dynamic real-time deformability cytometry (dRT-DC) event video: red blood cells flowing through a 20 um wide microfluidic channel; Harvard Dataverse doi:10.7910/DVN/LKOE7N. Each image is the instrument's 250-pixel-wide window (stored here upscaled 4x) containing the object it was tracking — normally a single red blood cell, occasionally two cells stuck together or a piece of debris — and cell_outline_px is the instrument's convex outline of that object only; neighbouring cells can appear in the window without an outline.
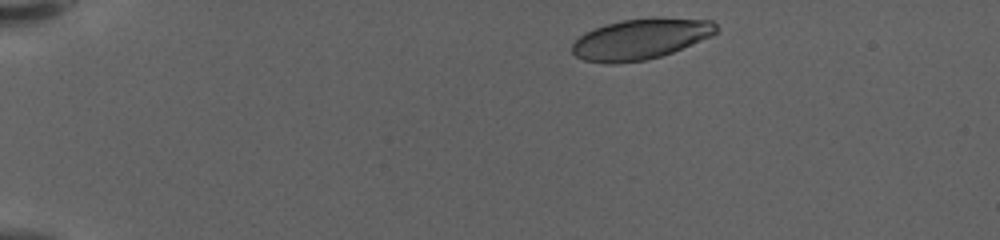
{"species": "human", "species_latin": "Homo sapiens", "temperature_condition": "warm", "stored_images_in_passage": 45, "camera_frame_rate_fps": 3000, "um_per_image_px": 0.085, "donor": {"sex": "female"}, "frame": {"image": 1, "passage_image": 1, "time_ms": 0.0, "image_size_px": [1000, 240], "cell_outline_px": [[720, 28], [712, 36], [672, 52], [660, 56], [644, 60], [612, 64], [604, 64], [584, 60], [576, 56], [572, 52], [572, 44], [584, 32], [620, 20], [652, 16], [656, 16], [712, 20]], "centroid_in_image_um": [54.47, 3.29], "position_along_channel_um": 30.5, "area_um2": 34.51}}
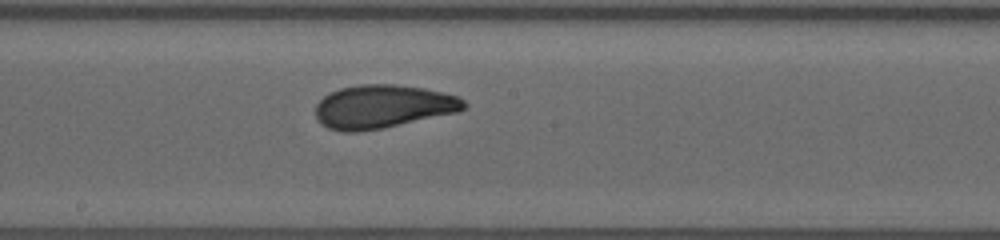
{"frame": {"image": 2, "passage_image": 24, "time_ms": 7.667, "image_size_px": [1000, 240], "cell_outline_px": [[468, 104], [464, 108], [456, 112], [380, 128], [356, 132], [344, 132], [328, 128], [316, 116], [316, 104], [324, 96], [340, 88], [360, 84], [396, 84], [424, 88], [456, 96], [464, 100]], "centroid_in_image_um": [32.52, 9.04], "position_along_channel_um": 215.7, "area_um2": 36.93}}
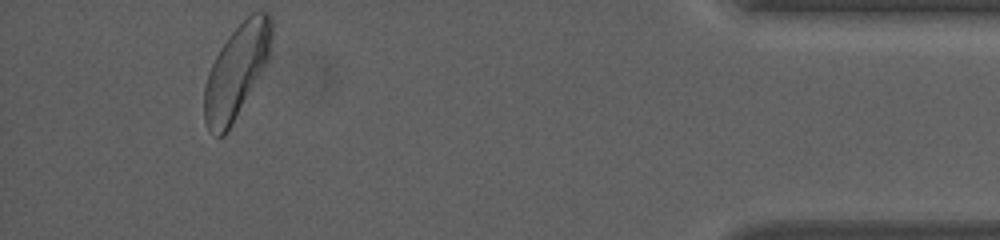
{"frame": {"image": 3, "passage_image": 45, "time_ms": 14.667, "image_size_px": [1000, 240], "cell_outline_px": [[272, 52], [268, 64], [224, 136], [216, 136], [208, 132], [204, 120], [204, 88], [208, 72], [220, 48], [228, 36], [252, 12], [268, 12], [272, 16]], "centroid_in_image_um": [20.13, 6.05], "position_along_channel_um": 415.1, "area_um2": 36.82}, "authors_computed_cell_mechanics": {"area_um2": 36.5874, "velocity_mm_per_s": 3.5869, "shape_relaxation_time_tau1_ms": 4.7351, "shape_relaxation_time_tau2_ms": 1.1829, "deformation_change_tau1": 0.1659, "deformation_change_tau2": 0.0663}}